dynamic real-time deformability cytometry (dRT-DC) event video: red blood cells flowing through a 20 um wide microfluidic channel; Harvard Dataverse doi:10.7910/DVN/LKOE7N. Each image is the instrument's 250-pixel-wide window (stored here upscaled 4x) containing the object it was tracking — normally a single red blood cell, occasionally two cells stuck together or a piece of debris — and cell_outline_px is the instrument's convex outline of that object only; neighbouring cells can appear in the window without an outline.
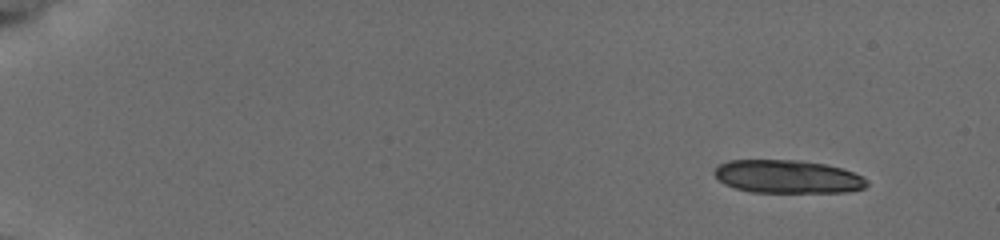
{"species": "common noctule bat (a hibernating species)", "species_latin": "Nyctalus noctula", "temperature_condition": "cold", "stored_images_in_passage": 7, "camera_frame_rate_fps": 3000, "um_per_image_px": 0.085, "animal": {"sex": "female", "body_mass_g": 19.5, "forearm_length_mm": 54.1}, "frame": {"image": 1, "passage_image": 1, "time_ms": 0.0, "image_size_px": [1000, 240], "cell_outline_px": [[868, 184], [864, 188], [848, 192], [752, 192], [736, 188], [724, 184], [712, 172], [720, 164], [728, 160], [796, 160], [824, 164], [840, 168], [864, 176], [868, 180]], "centroid_in_image_um": [66.96, 15.02], "position_along_channel_um": 18.0, "area_um2": 29.42}}
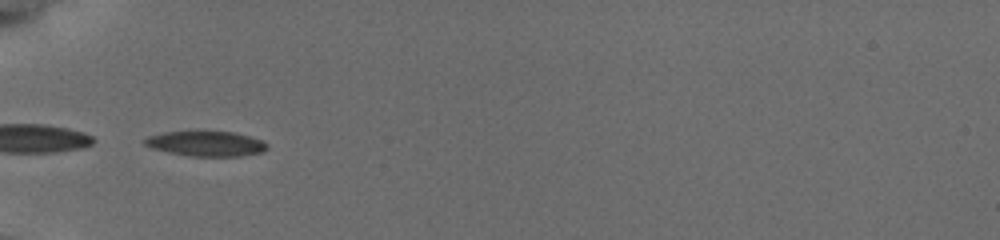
{"frame": {"image": 2, "passage_image": 6, "time_ms": 5.333, "image_size_px": [1000, 240], "cell_outline_px": [[268, 148], [264, 152], [240, 156], [192, 156], [168, 152], [152, 148], [144, 144], [140, 140], [148, 136], [164, 132], [196, 128], [236, 132], [260, 140], [268, 144]], "centroid_in_image_um": [17.47, 12.15], "position_along_channel_um": 67.5, "area_um2": 18.84}}
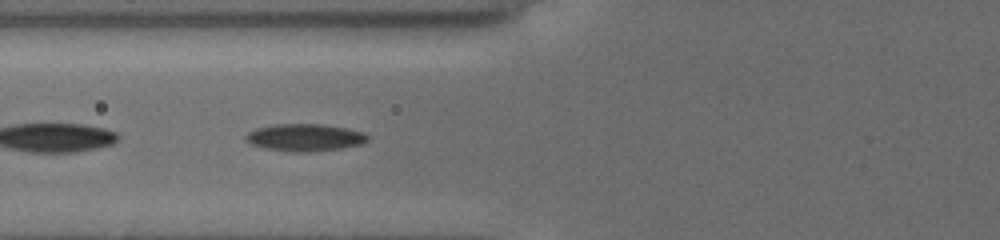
{"frame": {"image": 3, "passage_image": 7, "time_ms": 6.333, "image_size_px": [1000, 240], "cell_outline_px": [[368, 140], [364, 144], [340, 148], [308, 152], [288, 152], [264, 148], [248, 144], [244, 140], [244, 136], [248, 132], [256, 128], [276, 124], [324, 124], [348, 128], [364, 132], [368, 136]], "centroid_in_image_um": [25.89, 11.69], "position_along_channel_um": 99.9, "area_um2": 19.71}}